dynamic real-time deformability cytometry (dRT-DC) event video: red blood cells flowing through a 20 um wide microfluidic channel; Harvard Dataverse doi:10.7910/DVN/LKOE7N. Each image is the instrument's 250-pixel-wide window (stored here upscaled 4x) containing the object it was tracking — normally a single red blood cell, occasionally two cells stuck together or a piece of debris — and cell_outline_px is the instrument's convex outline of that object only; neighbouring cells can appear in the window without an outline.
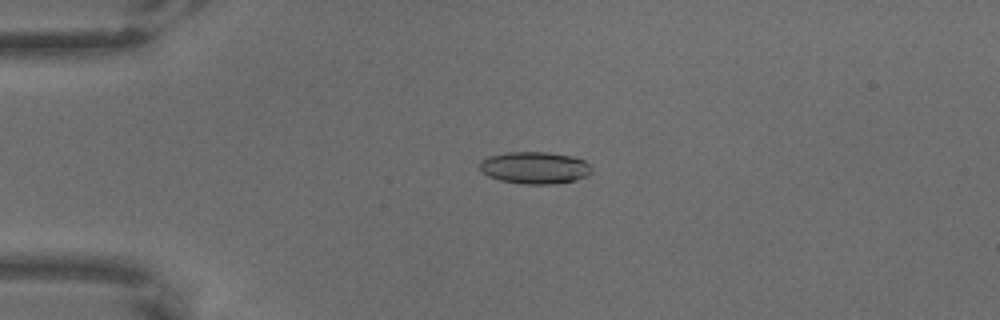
{"species": "common noctule bat (a hibernating species)", "species_latin": "Nyctalus noctula", "temperature_condition": "warm", "stored_images_in_passage": 57, "camera_frame_rate_fps": 3000, "um_per_image_px": 0.085, "animal": {"sex": "male", "body_mass_g": 18.8}, "frame": {"image": 1, "passage_image": 9, "time_ms": 2.667, "image_size_px": [1000, 320], "cell_outline_px": [[592, 172], [576, 180], [556, 184], [520, 184], [500, 180], [488, 176], [480, 172], [480, 160], [488, 156], [508, 152], [548, 152], [572, 156], [584, 160], [592, 168]], "centroid_in_image_um": [45.43, 14.26], "position_along_channel_um": 39.6, "area_um2": 21.1}}
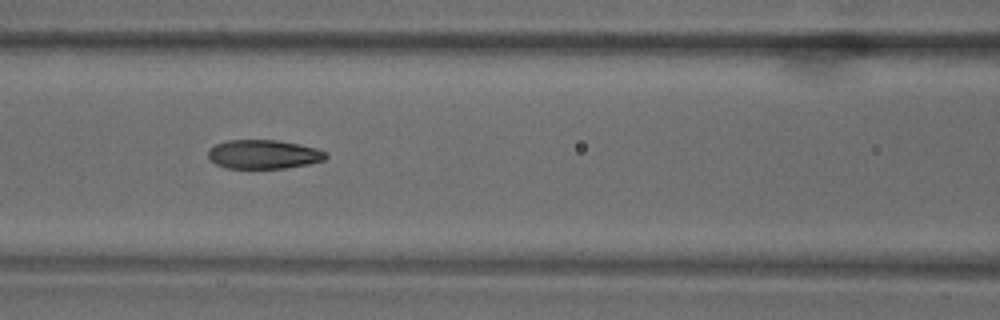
{"frame": {"image": 2, "passage_image": 22, "time_ms": 7.0, "image_size_px": [1000, 320], "cell_outline_px": [[328, 156], [324, 160], [308, 164], [284, 168], [224, 168], [208, 160], [208, 148], [224, 140], [276, 140], [316, 148], [328, 152]], "centroid_in_image_um": [22.36, 13.12], "position_along_channel_um": 144.2, "area_um2": 20.0}}
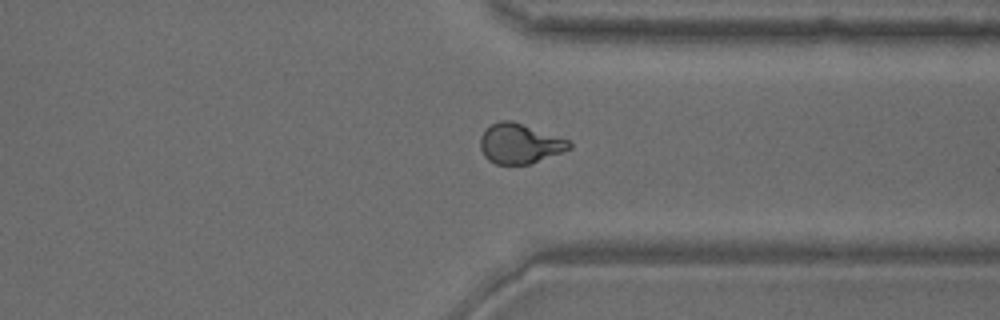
{"frame": {"image": 3, "passage_image": 43, "time_ms": 14.0, "image_size_px": [1000, 320], "cell_outline_px": [[572, 148], [564, 152], [528, 164], [496, 164], [488, 160], [484, 156], [480, 148], [480, 136], [492, 124], [500, 120], [512, 120], [568, 140], [572, 144]], "centroid_in_image_um": [44.17, 12.21], "position_along_channel_um": 367.2, "area_um2": 20.58}}